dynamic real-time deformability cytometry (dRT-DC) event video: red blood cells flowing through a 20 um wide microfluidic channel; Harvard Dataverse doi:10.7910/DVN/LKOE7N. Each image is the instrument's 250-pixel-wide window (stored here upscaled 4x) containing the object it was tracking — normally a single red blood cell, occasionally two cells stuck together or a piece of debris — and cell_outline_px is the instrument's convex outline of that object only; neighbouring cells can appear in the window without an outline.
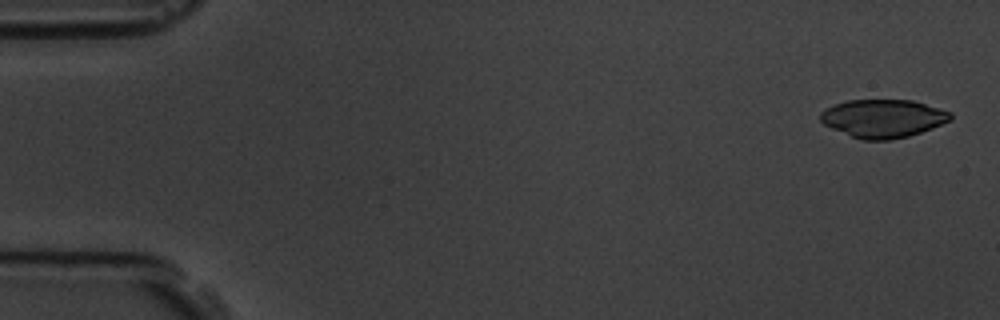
{"species": "common noctule bat (a hibernating species)", "species_latin": "Nyctalus noctula", "temperature_condition": "room temperature", "stored_images_in_passage": 5, "camera_frame_rate_fps": 3000, "um_per_image_px": 0.085, "animal": {"sex": "male", "body_mass_g": 19.5, "forearm_length_mm": 54.6}, "frame": {"image": 1, "passage_image": 1, "time_ms": 0.0, "image_size_px": [1000, 320], "cell_outline_px": [[952, 120], [932, 128], [908, 136], [888, 140], [860, 140], [832, 128], [824, 124], [820, 120], [820, 112], [836, 104], [848, 100], [912, 100], [952, 112]], "centroid_in_image_um": [75.07, 10.07], "position_along_channel_um": 9.9, "area_um2": 28.78}}